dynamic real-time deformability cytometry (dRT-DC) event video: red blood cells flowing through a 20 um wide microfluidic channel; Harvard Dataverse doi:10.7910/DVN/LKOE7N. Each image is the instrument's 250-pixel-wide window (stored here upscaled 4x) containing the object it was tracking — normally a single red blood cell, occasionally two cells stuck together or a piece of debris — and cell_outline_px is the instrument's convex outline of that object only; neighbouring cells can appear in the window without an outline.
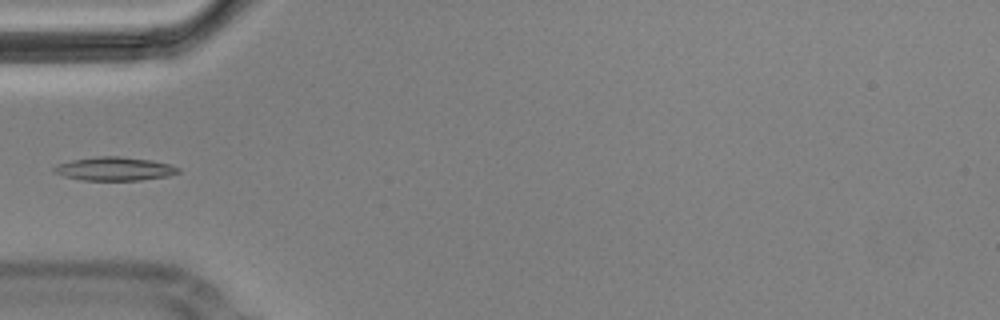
{"species": "Egyptian fruit bat (a non-hibernating species)", "species_latin": "Rousettus aegyptiacus", "temperature_condition": "cold", "stored_images_in_passage": 10, "camera_frame_rate_fps": 3000, "um_per_image_px": 0.085, "animal": {"sex": "male"}, "frame": {"image": 1, "passage_image": 5, "time_ms": 1.333, "image_size_px": [1000, 320], "cell_outline_px": [[180, 172], [168, 176], [140, 180], [84, 180], [64, 176], [52, 172], [52, 168], [56, 164], [72, 160], [96, 156], [120, 156], [148, 160], [168, 164], [180, 168]], "centroid_in_image_um": [9.69, 14.35], "position_along_channel_um": 75.3, "area_um2": 16.99}}